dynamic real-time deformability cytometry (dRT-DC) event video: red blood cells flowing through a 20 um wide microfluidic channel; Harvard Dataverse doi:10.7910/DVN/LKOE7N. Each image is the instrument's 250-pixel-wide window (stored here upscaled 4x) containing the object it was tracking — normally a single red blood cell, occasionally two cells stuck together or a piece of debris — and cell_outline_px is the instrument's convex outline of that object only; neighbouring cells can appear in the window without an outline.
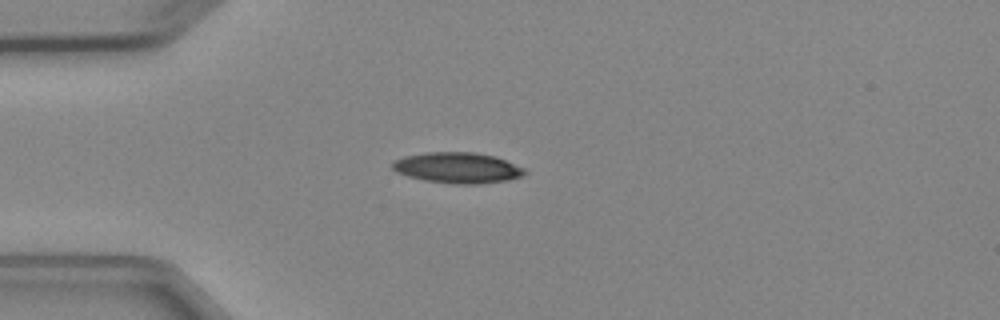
{"species": "Egyptian fruit bat (a non-hibernating species)", "species_latin": "Rousettus aegyptiacus", "temperature_condition": "cold", "stored_images_in_passage": 4, "camera_frame_rate_fps": 3000, "um_per_image_px": 0.085, "animal": {"sex": "female"}, "frame": {"image": 1, "passage_image": 4, "time_ms": 3.333, "image_size_px": [1000, 320], "cell_outline_px": [[528, 172], [524, 176], [508, 180], [480, 184], [452, 184], [424, 180], [408, 176], [396, 172], [392, 168], [392, 160], [404, 156], [424, 152], [476, 152], [496, 156], [524, 168]], "centroid_in_image_um": [38.9, 14.26], "position_along_channel_um": 46.1, "area_um2": 24.04}}